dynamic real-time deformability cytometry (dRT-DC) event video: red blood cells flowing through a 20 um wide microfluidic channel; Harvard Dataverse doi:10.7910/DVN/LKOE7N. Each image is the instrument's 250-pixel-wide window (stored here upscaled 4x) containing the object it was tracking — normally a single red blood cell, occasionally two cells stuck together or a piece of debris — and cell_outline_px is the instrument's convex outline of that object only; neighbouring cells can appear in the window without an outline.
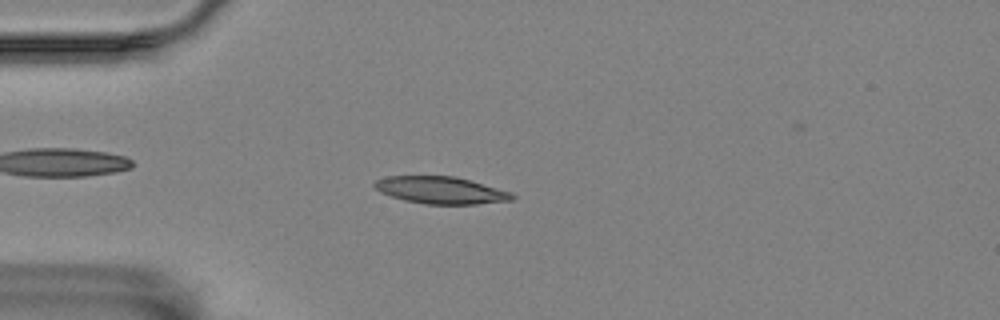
{"species": "Egyptian fruit bat (a non-hibernating species)", "species_latin": "Rousettus aegyptiacus", "temperature_condition": "room temperature", "stored_images_in_passage": 10, "camera_frame_rate_fps": 3000, "um_per_image_px": 0.085, "animal": {"sex": "female"}, "frame": {"image": 1, "passage_image": 6, "time_ms": 6.333, "image_size_px": [1000, 320], "cell_outline_px": [[516, 196], [512, 200], [476, 204], [424, 204], [404, 200], [380, 192], [372, 184], [376, 180], [384, 176], [456, 176], [512, 192]], "centroid_in_image_um": [37.47, 16.16], "position_along_channel_um": 47.5, "area_um2": 21.79}}
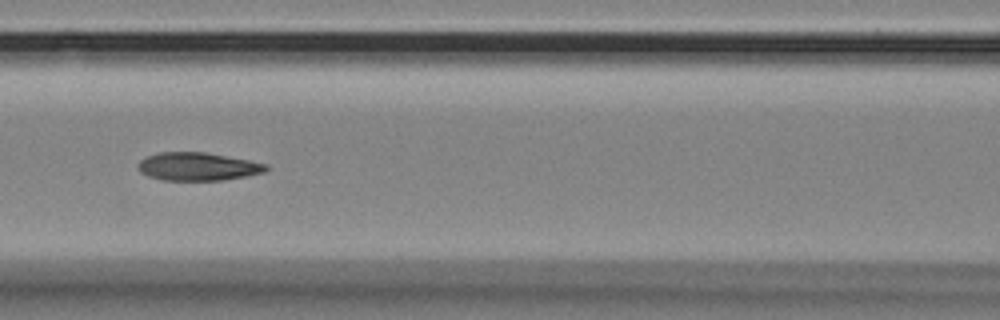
{"frame": {"image": 2, "passage_image": 9, "time_ms": 9.667, "image_size_px": [1000, 320], "cell_outline_px": [[268, 168], [264, 172], [248, 176], [224, 180], [164, 180], [148, 176], [140, 172], [136, 168], [140, 160], [144, 156], [160, 152], [204, 152], [248, 160], [268, 164]], "centroid_in_image_um": [16.78, 14.15], "position_along_channel_um": 149.8, "area_um2": 21.04}}
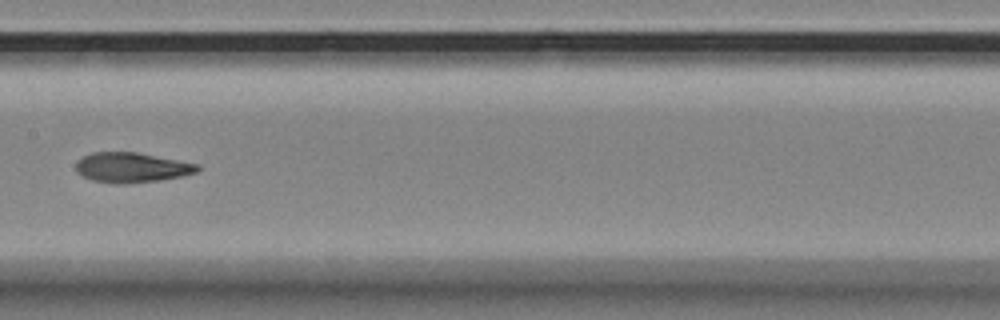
{"frame": {"image": 3, "passage_image": 10, "time_ms": 11.0, "image_size_px": [1000, 320], "cell_outline_px": [[200, 168], [196, 172], [184, 176], [160, 180], [128, 184], [116, 184], [92, 180], [76, 172], [76, 160], [92, 152], [136, 152], [196, 164]], "centroid_in_image_um": [11.15, 14.25], "position_along_channel_um": 196.2, "area_um2": 21.15}}